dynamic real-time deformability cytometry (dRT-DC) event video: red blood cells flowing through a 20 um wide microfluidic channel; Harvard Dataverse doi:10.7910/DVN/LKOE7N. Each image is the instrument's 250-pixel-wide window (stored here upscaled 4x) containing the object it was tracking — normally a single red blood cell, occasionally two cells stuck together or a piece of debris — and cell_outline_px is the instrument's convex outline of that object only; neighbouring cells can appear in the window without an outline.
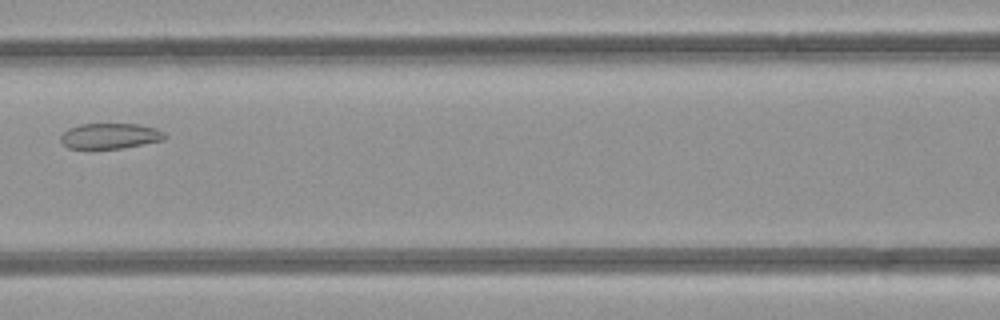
{"species": "common noctule bat (a hibernating species)", "species_latin": "Nyctalus noctula", "temperature_condition": "room temperature", "stored_images_in_passage": 4, "camera_frame_rate_fps": 3000, "um_per_image_px": 0.085, "animal": {"sex": "female", "body_mass_g": 21.9}, "frame": {"image": 1, "passage_image": 4, "time_ms": 3.333, "image_size_px": [1000, 320], "cell_outline_px": [[168, 136], [164, 140], [144, 144], [120, 148], [68, 148], [60, 140], [60, 136], [68, 128], [80, 124], [140, 124], [156, 128], [164, 132]], "centroid_in_image_um": [9.39, 11.55], "position_along_channel_um": 157.2, "area_um2": 15.49}}